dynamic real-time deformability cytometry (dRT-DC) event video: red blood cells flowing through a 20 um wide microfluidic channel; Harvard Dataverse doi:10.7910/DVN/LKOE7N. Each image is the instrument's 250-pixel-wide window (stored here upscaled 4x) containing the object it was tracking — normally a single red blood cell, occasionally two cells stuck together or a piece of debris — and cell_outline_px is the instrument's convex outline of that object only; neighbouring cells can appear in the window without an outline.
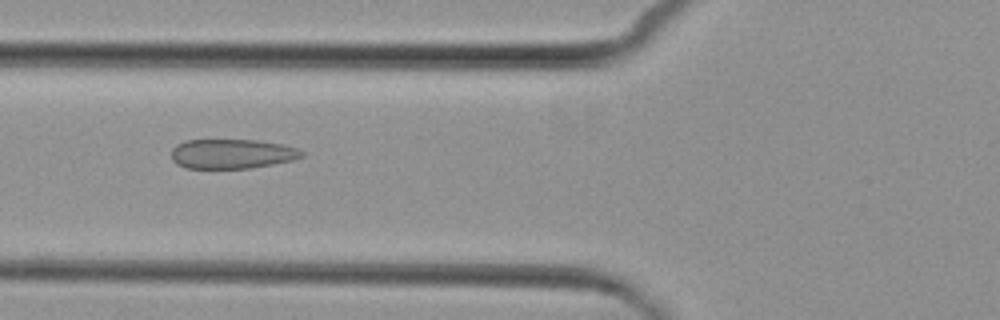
{"species": "common noctule bat (a hibernating species)", "species_latin": "Nyctalus noctula", "temperature_condition": "cold", "stored_images_in_passage": 6, "camera_frame_rate_fps": 3000, "um_per_image_px": 0.085, "animal": {"sex": "female", "body_mass_g": 29.2, "forearm_length_mm": 56.3}, "frame": {"image": 1, "passage_image": 4, "time_ms": 3.667, "image_size_px": [1000, 320], "cell_outline_px": [[304, 156], [292, 160], [252, 168], [184, 168], [176, 164], [172, 160], [172, 148], [176, 144], [188, 140], [256, 140], [284, 144], [296, 148], [304, 152]], "centroid_in_image_um": [19.71, 13.07], "position_along_channel_um": 106.1, "area_um2": 22.54}}
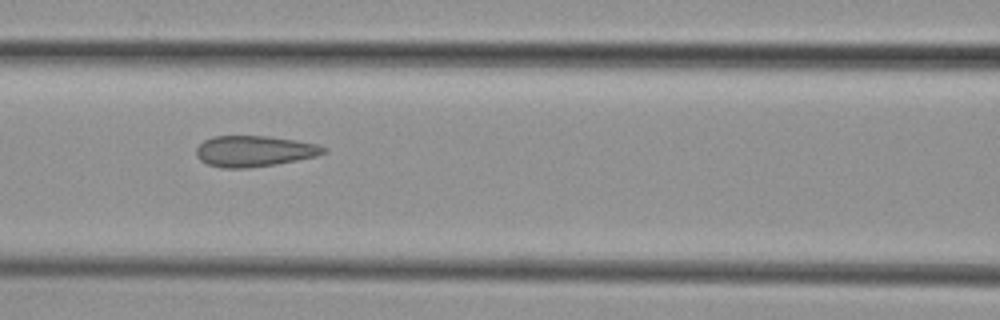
{"frame": {"image": 2, "passage_image": 5, "time_ms": 4.667, "image_size_px": [1000, 320], "cell_outline_px": [[328, 152], [316, 156], [276, 164], [248, 168], [220, 168], [208, 164], [200, 160], [196, 156], [196, 148], [204, 140], [212, 136], [268, 136], [296, 140], [316, 144], [328, 148]], "centroid_in_image_um": [21.61, 12.85], "position_along_channel_um": 145.0, "area_um2": 23.06}}
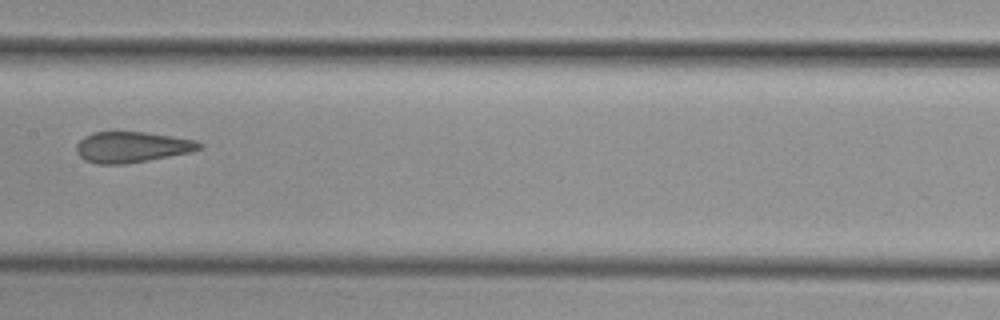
{"frame": {"image": 3, "passage_image": 6, "time_ms": 6.0, "image_size_px": [1000, 320], "cell_outline_px": [[204, 148], [192, 152], [148, 160], [124, 164], [100, 164], [84, 160], [76, 152], [76, 144], [84, 136], [92, 132], [144, 132], [172, 136], [196, 140], [204, 144]], "centroid_in_image_um": [11.24, 12.5], "position_along_channel_um": 196.2, "area_um2": 22.2}}